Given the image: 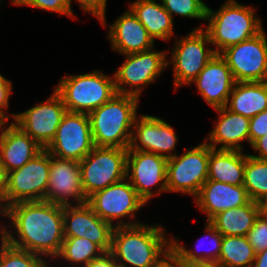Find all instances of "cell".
Instances as JSON below:
<instances>
[{
  "mask_svg": "<svg viewBox=\"0 0 267 267\" xmlns=\"http://www.w3.org/2000/svg\"><path fill=\"white\" fill-rule=\"evenodd\" d=\"M14 227L15 236L5 225L1 237L10 245L37 255L55 257L63 240V206L41 201L18 202L8 206L2 213Z\"/></svg>",
  "mask_w": 267,
  "mask_h": 267,
  "instance_id": "cell-1",
  "label": "cell"
},
{
  "mask_svg": "<svg viewBox=\"0 0 267 267\" xmlns=\"http://www.w3.org/2000/svg\"><path fill=\"white\" fill-rule=\"evenodd\" d=\"M159 225L114 226L111 254L120 267H156L171 250Z\"/></svg>",
  "mask_w": 267,
  "mask_h": 267,
  "instance_id": "cell-2",
  "label": "cell"
},
{
  "mask_svg": "<svg viewBox=\"0 0 267 267\" xmlns=\"http://www.w3.org/2000/svg\"><path fill=\"white\" fill-rule=\"evenodd\" d=\"M139 98L116 93L88 114L94 146L128 149Z\"/></svg>",
  "mask_w": 267,
  "mask_h": 267,
  "instance_id": "cell-3",
  "label": "cell"
},
{
  "mask_svg": "<svg viewBox=\"0 0 267 267\" xmlns=\"http://www.w3.org/2000/svg\"><path fill=\"white\" fill-rule=\"evenodd\" d=\"M224 3L217 12L207 7L208 26L205 31L211 44L216 46V54L256 36L263 30L254 8L241 5L235 0Z\"/></svg>",
  "mask_w": 267,
  "mask_h": 267,
  "instance_id": "cell-4",
  "label": "cell"
},
{
  "mask_svg": "<svg viewBox=\"0 0 267 267\" xmlns=\"http://www.w3.org/2000/svg\"><path fill=\"white\" fill-rule=\"evenodd\" d=\"M67 111L89 114L109 101L117 92L114 76L97 70L81 75L64 76L54 88Z\"/></svg>",
  "mask_w": 267,
  "mask_h": 267,
  "instance_id": "cell-5",
  "label": "cell"
},
{
  "mask_svg": "<svg viewBox=\"0 0 267 267\" xmlns=\"http://www.w3.org/2000/svg\"><path fill=\"white\" fill-rule=\"evenodd\" d=\"M127 153L128 149L94 146L79 162L82 187L87 198L126 179Z\"/></svg>",
  "mask_w": 267,
  "mask_h": 267,
  "instance_id": "cell-6",
  "label": "cell"
},
{
  "mask_svg": "<svg viewBox=\"0 0 267 267\" xmlns=\"http://www.w3.org/2000/svg\"><path fill=\"white\" fill-rule=\"evenodd\" d=\"M50 165V154L43 149L21 168L8 172L5 185V209L18 202L44 200L48 188Z\"/></svg>",
  "mask_w": 267,
  "mask_h": 267,
  "instance_id": "cell-7",
  "label": "cell"
},
{
  "mask_svg": "<svg viewBox=\"0 0 267 267\" xmlns=\"http://www.w3.org/2000/svg\"><path fill=\"white\" fill-rule=\"evenodd\" d=\"M210 146L204 143L167 160V192H181L195 197L208 180Z\"/></svg>",
  "mask_w": 267,
  "mask_h": 267,
  "instance_id": "cell-8",
  "label": "cell"
},
{
  "mask_svg": "<svg viewBox=\"0 0 267 267\" xmlns=\"http://www.w3.org/2000/svg\"><path fill=\"white\" fill-rule=\"evenodd\" d=\"M167 54L165 51H154L153 48L126 54L124 63L113 75L116 92L139 98L144 86L153 83L169 65ZM124 85H129V89Z\"/></svg>",
  "mask_w": 267,
  "mask_h": 267,
  "instance_id": "cell-9",
  "label": "cell"
},
{
  "mask_svg": "<svg viewBox=\"0 0 267 267\" xmlns=\"http://www.w3.org/2000/svg\"><path fill=\"white\" fill-rule=\"evenodd\" d=\"M126 181V182H125ZM87 204L104 221L113 226H133L139 221L123 222L121 218H135V212L140 210L146 203L138 196L136 190L126 179L99 190L87 199Z\"/></svg>",
  "mask_w": 267,
  "mask_h": 267,
  "instance_id": "cell-10",
  "label": "cell"
},
{
  "mask_svg": "<svg viewBox=\"0 0 267 267\" xmlns=\"http://www.w3.org/2000/svg\"><path fill=\"white\" fill-rule=\"evenodd\" d=\"M267 36H256L227 47L220 55L227 62L235 82L267 81Z\"/></svg>",
  "mask_w": 267,
  "mask_h": 267,
  "instance_id": "cell-11",
  "label": "cell"
},
{
  "mask_svg": "<svg viewBox=\"0 0 267 267\" xmlns=\"http://www.w3.org/2000/svg\"><path fill=\"white\" fill-rule=\"evenodd\" d=\"M171 63L174 69V86L191 85L205 65L216 54L210 45L208 34L202 27L194 29L182 39L176 40Z\"/></svg>",
  "mask_w": 267,
  "mask_h": 267,
  "instance_id": "cell-12",
  "label": "cell"
},
{
  "mask_svg": "<svg viewBox=\"0 0 267 267\" xmlns=\"http://www.w3.org/2000/svg\"><path fill=\"white\" fill-rule=\"evenodd\" d=\"M93 148L88 114L67 111L56 130L54 139L45 149L58 158L80 162Z\"/></svg>",
  "mask_w": 267,
  "mask_h": 267,
  "instance_id": "cell-13",
  "label": "cell"
},
{
  "mask_svg": "<svg viewBox=\"0 0 267 267\" xmlns=\"http://www.w3.org/2000/svg\"><path fill=\"white\" fill-rule=\"evenodd\" d=\"M167 160L152 152L128 150L126 179L145 203L154 195L167 192ZM157 184L159 186L153 192Z\"/></svg>",
  "mask_w": 267,
  "mask_h": 267,
  "instance_id": "cell-14",
  "label": "cell"
},
{
  "mask_svg": "<svg viewBox=\"0 0 267 267\" xmlns=\"http://www.w3.org/2000/svg\"><path fill=\"white\" fill-rule=\"evenodd\" d=\"M67 109L61 97L53 91L51 97L28 110L10 114L14 123L33 138L43 149L54 139Z\"/></svg>",
  "mask_w": 267,
  "mask_h": 267,
  "instance_id": "cell-15",
  "label": "cell"
},
{
  "mask_svg": "<svg viewBox=\"0 0 267 267\" xmlns=\"http://www.w3.org/2000/svg\"><path fill=\"white\" fill-rule=\"evenodd\" d=\"M48 188L45 201L60 206L73 205L69 198H74L76 205L87 203L81 182L79 161L62 159L50 154Z\"/></svg>",
  "mask_w": 267,
  "mask_h": 267,
  "instance_id": "cell-16",
  "label": "cell"
},
{
  "mask_svg": "<svg viewBox=\"0 0 267 267\" xmlns=\"http://www.w3.org/2000/svg\"><path fill=\"white\" fill-rule=\"evenodd\" d=\"M64 237L86 238L105 252L111 250L114 226L102 220L87 204L63 206Z\"/></svg>",
  "mask_w": 267,
  "mask_h": 267,
  "instance_id": "cell-17",
  "label": "cell"
},
{
  "mask_svg": "<svg viewBox=\"0 0 267 267\" xmlns=\"http://www.w3.org/2000/svg\"><path fill=\"white\" fill-rule=\"evenodd\" d=\"M177 142L171 125L158 117L141 114L135 119L128 150L152 152L168 159L176 155L171 152Z\"/></svg>",
  "mask_w": 267,
  "mask_h": 267,
  "instance_id": "cell-18",
  "label": "cell"
},
{
  "mask_svg": "<svg viewBox=\"0 0 267 267\" xmlns=\"http://www.w3.org/2000/svg\"><path fill=\"white\" fill-rule=\"evenodd\" d=\"M193 82L199 94L214 109L226 107L236 83L227 62L220 54L212 57Z\"/></svg>",
  "mask_w": 267,
  "mask_h": 267,
  "instance_id": "cell-19",
  "label": "cell"
},
{
  "mask_svg": "<svg viewBox=\"0 0 267 267\" xmlns=\"http://www.w3.org/2000/svg\"><path fill=\"white\" fill-rule=\"evenodd\" d=\"M0 123V159L5 174L21 168L43 148L12 122L8 127Z\"/></svg>",
  "mask_w": 267,
  "mask_h": 267,
  "instance_id": "cell-20",
  "label": "cell"
},
{
  "mask_svg": "<svg viewBox=\"0 0 267 267\" xmlns=\"http://www.w3.org/2000/svg\"><path fill=\"white\" fill-rule=\"evenodd\" d=\"M250 201L244 186H235L213 180H207L195 196V202L199 209L207 214L206 221H210L222 211L246 205Z\"/></svg>",
  "mask_w": 267,
  "mask_h": 267,
  "instance_id": "cell-21",
  "label": "cell"
},
{
  "mask_svg": "<svg viewBox=\"0 0 267 267\" xmlns=\"http://www.w3.org/2000/svg\"><path fill=\"white\" fill-rule=\"evenodd\" d=\"M108 38L114 51L123 55L153 48L154 39L130 9L109 27Z\"/></svg>",
  "mask_w": 267,
  "mask_h": 267,
  "instance_id": "cell-22",
  "label": "cell"
},
{
  "mask_svg": "<svg viewBox=\"0 0 267 267\" xmlns=\"http://www.w3.org/2000/svg\"><path fill=\"white\" fill-rule=\"evenodd\" d=\"M219 118L209 137L207 143L212 149L242 151L240 143H249L250 118L241 114H236L226 107L215 109ZM211 142V143H210ZM218 144L220 147H218Z\"/></svg>",
  "mask_w": 267,
  "mask_h": 267,
  "instance_id": "cell-23",
  "label": "cell"
},
{
  "mask_svg": "<svg viewBox=\"0 0 267 267\" xmlns=\"http://www.w3.org/2000/svg\"><path fill=\"white\" fill-rule=\"evenodd\" d=\"M226 108L250 119L267 110V81L236 82Z\"/></svg>",
  "mask_w": 267,
  "mask_h": 267,
  "instance_id": "cell-24",
  "label": "cell"
},
{
  "mask_svg": "<svg viewBox=\"0 0 267 267\" xmlns=\"http://www.w3.org/2000/svg\"><path fill=\"white\" fill-rule=\"evenodd\" d=\"M245 154L243 151L220 150L210 147L208 180L243 186Z\"/></svg>",
  "mask_w": 267,
  "mask_h": 267,
  "instance_id": "cell-25",
  "label": "cell"
},
{
  "mask_svg": "<svg viewBox=\"0 0 267 267\" xmlns=\"http://www.w3.org/2000/svg\"><path fill=\"white\" fill-rule=\"evenodd\" d=\"M261 211V203L250 201L246 205L218 213L209 222L223 236H247Z\"/></svg>",
  "mask_w": 267,
  "mask_h": 267,
  "instance_id": "cell-26",
  "label": "cell"
},
{
  "mask_svg": "<svg viewBox=\"0 0 267 267\" xmlns=\"http://www.w3.org/2000/svg\"><path fill=\"white\" fill-rule=\"evenodd\" d=\"M129 9L155 40L168 41L173 36V18L156 0L132 2Z\"/></svg>",
  "mask_w": 267,
  "mask_h": 267,
  "instance_id": "cell-27",
  "label": "cell"
},
{
  "mask_svg": "<svg viewBox=\"0 0 267 267\" xmlns=\"http://www.w3.org/2000/svg\"><path fill=\"white\" fill-rule=\"evenodd\" d=\"M255 256L247 236H223L217 262L227 267H252Z\"/></svg>",
  "mask_w": 267,
  "mask_h": 267,
  "instance_id": "cell-28",
  "label": "cell"
},
{
  "mask_svg": "<svg viewBox=\"0 0 267 267\" xmlns=\"http://www.w3.org/2000/svg\"><path fill=\"white\" fill-rule=\"evenodd\" d=\"M243 186L251 201L262 204L267 199V159L245 154Z\"/></svg>",
  "mask_w": 267,
  "mask_h": 267,
  "instance_id": "cell-29",
  "label": "cell"
},
{
  "mask_svg": "<svg viewBox=\"0 0 267 267\" xmlns=\"http://www.w3.org/2000/svg\"><path fill=\"white\" fill-rule=\"evenodd\" d=\"M206 229L205 231L208 232L206 235V238L209 237L211 244L213 248L210 251L209 249L207 252L204 254L200 250L202 245V242L198 244V249H195L193 251L186 249L184 246H181L179 244L178 240L176 241L175 239H171V250L187 265L193 266L198 263L202 262H217L218 258L220 256V251H221V245H222V238L223 235L216 230V228L209 222H206ZM203 238V237H202ZM195 251V252H194ZM200 252V254L197 253Z\"/></svg>",
  "mask_w": 267,
  "mask_h": 267,
  "instance_id": "cell-30",
  "label": "cell"
},
{
  "mask_svg": "<svg viewBox=\"0 0 267 267\" xmlns=\"http://www.w3.org/2000/svg\"><path fill=\"white\" fill-rule=\"evenodd\" d=\"M105 251L96 243L86 238L64 237L61 249L56 257L68 263L85 267L94 258L101 256Z\"/></svg>",
  "mask_w": 267,
  "mask_h": 267,
  "instance_id": "cell-31",
  "label": "cell"
},
{
  "mask_svg": "<svg viewBox=\"0 0 267 267\" xmlns=\"http://www.w3.org/2000/svg\"><path fill=\"white\" fill-rule=\"evenodd\" d=\"M0 267H45L46 260L40 255L10 245L1 237Z\"/></svg>",
  "mask_w": 267,
  "mask_h": 267,
  "instance_id": "cell-32",
  "label": "cell"
},
{
  "mask_svg": "<svg viewBox=\"0 0 267 267\" xmlns=\"http://www.w3.org/2000/svg\"><path fill=\"white\" fill-rule=\"evenodd\" d=\"M163 7L172 16L177 14L183 17L206 20L207 5L201 0H161Z\"/></svg>",
  "mask_w": 267,
  "mask_h": 267,
  "instance_id": "cell-33",
  "label": "cell"
},
{
  "mask_svg": "<svg viewBox=\"0 0 267 267\" xmlns=\"http://www.w3.org/2000/svg\"><path fill=\"white\" fill-rule=\"evenodd\" d=\"M247 238L256 253L267 249V214L261 211L248 231Z\"/></svg>",
  "mask_w": 267,
  "mask_h": 267,
  "instance_id": "cell-34",
  "label": "cell"
},
{
  "mask_svg": "<svg viewBox=\"0 0 267 267\" xmlns=\"http://www.w3.org/2000/svg\"><path fill=\"white\" fill-rule=\"evenodd\" d=\"M11 2L16 6L26 5L42 10L58 12L60 16L64 14L74 19L67 0H11Z\"/></svg>",
  "mask_w": 267,
  "mask_h": 267,
  "instance_id": "cell-35",
  "label": "cell"
},
{
  "mask_svg": "<svg viewBox=\"0 0 267 267\" xmlns=\"http://www.w3.org/2000/svg\"><path fill=\"white\" fill-rule=\"evenodd\" d=\"M67 1L71 12H73L71 8L72 0H67ZM75 1L79 3L80 7L83 9L84 12L91 13L100 21V23L104 27L106 26L105 9L107 0H75Z\"/></svg>",
  "mask_w": 267,
  "mask_h": 267,
  "instance_id": "cell-36",
  "label": "cell"
},
{
  "mask_svg": "<svg viewBox=\"0 0 267 267\" xmlns=\"http://www.w3.org/2000/svg\"><path fill=\"white\" fill-rule=\"evenodd\" d=\"M267 134V110L250 119L249 144L252 145L257 139Z\"/></svg>",
  "mask_w": 267,
  "mask_h": 267,
  "instance_id": "cell-37",
  "label": "cell"
},
{
  "mask_svg": "<svg viewBox=\"0 0 267 267\" xmlns=\"http://www.w3.org/2000/svg\"><path fill=\"white\" fill-rule=\"evenodd\" d=\"M11 91L12 83L0 74V123H7L10 118L5 111L9 106Z\"/></svg>",
  "mask_w": 267,
  "mask_h": 267,
  "instance_id": "cell-38",
  "label": "cell"
},
{
  "mask_svg": "<svg viewBox=\"0 0 267 267\" xmlns=\"http://www.w3.org/2000/svg\"><path fill=\"white\" fill-rule=\"evenodd\" d=\"M85 267H120L111 252H104L101 256L94 258Z\"/></svg>",
  "mask_w": 267,
  "mask_h": 267,
  "instance_id": "cell-39",
  "label": "cell"
},
{
  "mask_svg": "<svg viewBox=\"0 0 267 267\" xmlns=\"http://www.w3.org/2000/svg\"><path fill=\"white\" fill-rule=\"evenodd\" d=\"M156 267H191L183 262L172 250L157 264Z\"/></svg>",
  "mask_w": 267,
  "mask_h": 267,
  "instance_id": "cell-40",
  "label": "cell"
},
{
  "mask_svg": "<svg viewBox=\"0 0 267 267\" xmlns=\"http://www.w3.org/2000/svg\"><path fill=\"white\" fill-rule=\"evenodd\" d=\"M253 150L259 152V155H252L258 159H267V134L257 139L252 145Z\"/></svg>",
  "mask_w": 267,
  "mask_h": 267,
  "instance_id": "cell-41",
  "label": "cell"
},
{
  "mask_svg": "<svg viewBox=\"0 0 267 267\" xmlns=\"http://www.w3.org/2000/svg\"><path fill=\"white\" fill-rule=\"evenodd\" d=\"M5 185H6V174L4 172L0 159V203H1L0 214L5 210Z\"/></svg>",
  "mask_w": 267,
  "mask_h": 267,
  "instance_id": "cell-42",
  "label": "cell"
},
{
  "mask_svg": "<svg viewBox=\"0 0 267 267\" xmlns=\"http://www.w3.org/2000/svg\"><path fill=\"white\" fill-rule=\"evenodd\" d=\"M252 267H267V249L256 253Z\"/></svg>",
  "mask_w": 267,
  "mask_h": 267,
  "instance_id": "cell-43",
  "label": "cell"
},
{
  "mask_svg": "<svg viewBox=\"0 0 267 267\" xmlns=\"http://www.w3.org/2000/svg\"><path fill=\"white\" fill-rule=\"evenodd\" d=\"M191 267H227V266L221 263H218V262H202V263L195 264Z\"/></svg>",
  "mask_w": 267,
  "mask_h": 267,
  "instance_id": "cell-44",
  "label": "cell"
},
{
  "mask_svg": "<svg viewBox=\"0 0 267 267\" xmlns=\"http://www.w3.org/2000/svg\"><path fill=\"white\" fill-rule=\"evenodd\" d=\"M261 205H262V211H264L267 214V199Z\"/></svg>",
  "mask_w": 267,
  "mask_h": 267,
  "instance_id": "cell-45",
  "label": "cell"
},
{
  "mask_svg": "<svg viewBox=\"0 0 267 267\" xmlns=\"http://www.w3.org/2000/svg\"><path fill=\"white\" fill-rule=\"evenodd\" d=\"M139 1H150V0H136V1H133V2H139Z\"/></svg>",
  "mask_w": 267,
  "mask_h": 267,
  "instance_id": "cell-46",
  "label": "cell"
}]
</instances>
